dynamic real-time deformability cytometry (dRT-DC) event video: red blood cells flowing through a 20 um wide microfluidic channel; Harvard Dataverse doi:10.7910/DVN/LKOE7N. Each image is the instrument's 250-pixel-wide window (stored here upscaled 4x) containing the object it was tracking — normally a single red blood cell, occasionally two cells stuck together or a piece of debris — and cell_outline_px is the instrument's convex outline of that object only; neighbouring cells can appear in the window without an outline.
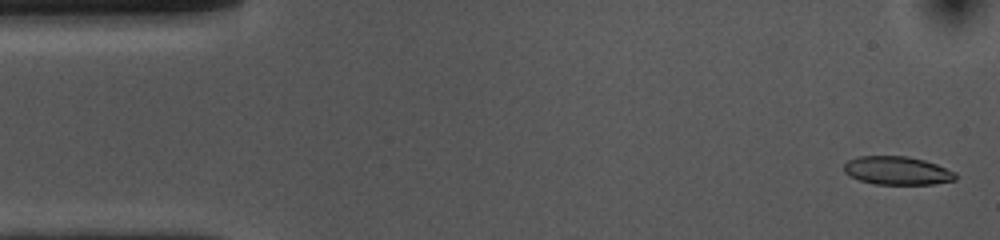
{"species": "common noctule bat (a hibernating species)", "species_latin": "Nyctalus noctula", "temperature_condition": "cold", "stored_images_in_passage": 54, "camera_frame_rate_fps": 3000, "um_per_image_px": 0.085, "animal": {"sex": "female", "body_mass_g": 10.0, "forearm_length_mm": 53.1}, "frame": {"image": 1, "passage_image": 2, "time_ms": 0.333, "image_size_px": [1000, 240], "cell_outline_px": [[956, 180], [932, 184], [876, 184], [860, 180], [844, 172], [844, 164], [848, 160], [860, 156], [908, 156], [924, 160], [936, 164], [956, 172]], "centroid_in_image_um": [76.28, 14.5], "position_along_channel_um": 8.7, "area_um2": 18.32}}
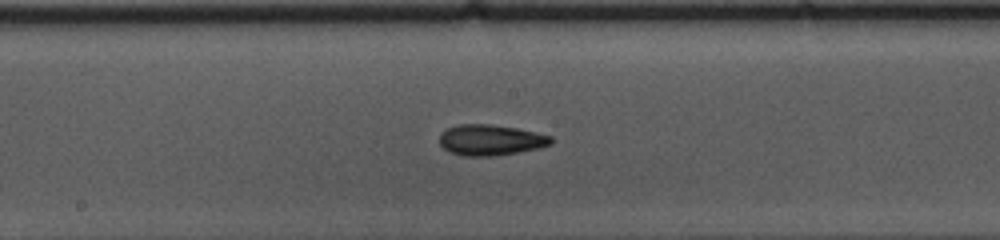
{"frame": {"image": 2, "passage_image": 27, "time_ms": 8.667, "image_size_px": [1000, 240], "cell_outline_px": [[552, 144], [540, 148], [492, 156], [464, 156], [448, 152], [440, 144], [440, 132], [448, 128], [460, 124], [488, 124], [516, 128], [536, 132], [552, 136]], "centroid_in_image_um": [41.69, 11.9], "position_along_channel_um": 206.5, "area_um2": 20.0}}
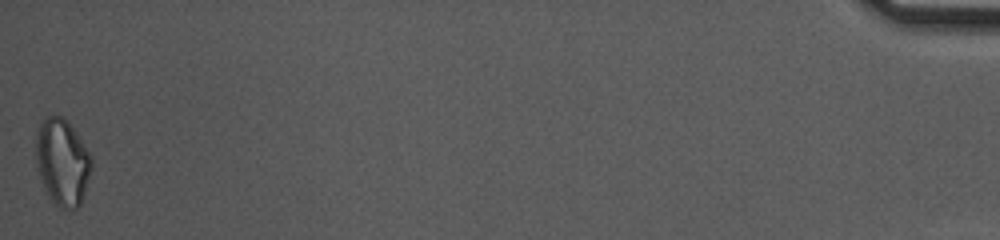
{"frame": {"image": 3, "passage_image": 54, "time_ms": 17.667, "image_size_px": [1000, 240], "cell_outline_px": [[92, 168], [84, 196], [80, 204], [76, 208], [60, 208], [44, 192], [36, 160], [36, 132], [40, 120], [48, 116], [64, 116], [92, 156]], "centroid_in_image_um": [5.29, 13.77], "position_along_channel_um": 429.9, "area_um2": 28.21}, "authors_computed_cell_mechanics": {"area_um2": 19.5942, "velocity_mm_per_s": 3.6333, "shape_relaxation_time_tau1_ms": null, "shape_relaxation_time_tau2_ms": 6.821, "deformation_change_tau1": null, "deformation_change_tau2": 0.1381}}